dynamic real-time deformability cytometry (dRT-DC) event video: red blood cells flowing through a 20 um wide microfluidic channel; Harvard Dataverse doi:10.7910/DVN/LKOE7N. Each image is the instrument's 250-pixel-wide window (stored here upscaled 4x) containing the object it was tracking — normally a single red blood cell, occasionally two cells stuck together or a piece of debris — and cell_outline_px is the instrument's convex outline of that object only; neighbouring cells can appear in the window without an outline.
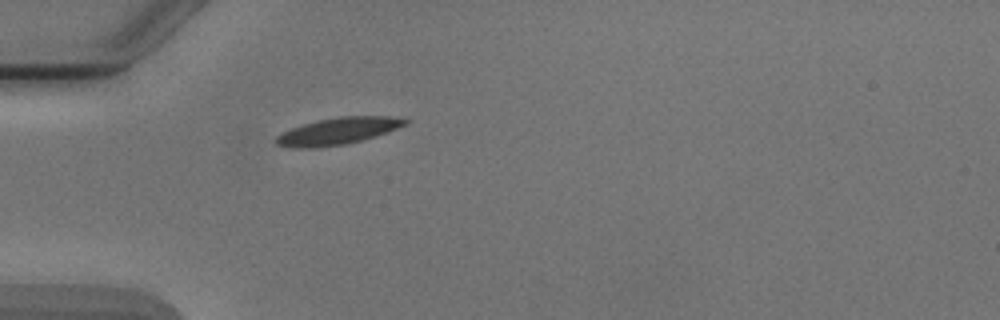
{"species": "Egyptian fruit bat (a non-hibernating species)", "species_latin": "Rousettus aegyptiacus", "temperature_condition": "cold", "stored_images_in_passage": 1, "camera_frame_rate_fps": 3000, "um_per_image_px": 0.085, "animal": {"sex": "male"}, "frame": {"image": 1, "passage_image": 1, "time_ms": 0.0, "image_size_px": [1000, 320], "cell_outline_px": [[412, 120], [408, 124], [360, 140], [344, 144], [308, 148], [276, 144], [276, 136], [280, 132], [304, 124], [320, 120], [340, 116], [388, 116]], "centroid_in_image_um": [28.74, 11.12], "position_along_channel_um": 56.3, "area_um2": 19.54}}